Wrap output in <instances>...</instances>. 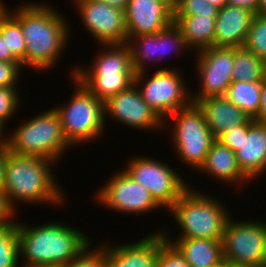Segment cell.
<instances>
[{
	"label": "cell",
	"instance_id": "cell-3",
	"mask_svg": "<svg viewBox=\"0 0 266 267\" xmlns=\"http://www.w3.org/2000/svg\"><path fill=\"white\" fill-rule=\"evenodd\" d=\"M53 164L57 163L36 156L16 155L8 151L3 192L16 213H18L16 209L18 202L33 205L46 203L53 206L65 203V193L53 174Z\"/></svg>",
	"mask_w": 266,
	"mask_h": 267
},
{
	"label": "cell",
	"instance_id": "cell-43",
	"mask_svg": "<svg viewBox=\"0 0 266 267\" xmlns=\"http://www.w3.org/2000/svg\"><path fill=\"white\" fill-rule=\"evenodd\" d=\"M4 128H6V127L0 123V147L8 146L7 134L6 135L4 134V133H6Z\"/></svg>",
	"mask_w": 266,
	"mask_h": 267
},
{
	"label": "cell",
	"instance_id": "cell-14",
	"mask_svg": "<svg viewBox=\"0 0 266 267\" xmlns=\"http://www.w3.org/2000/svg\"><path fill=\"white\" fill-rule=\"evenodd\" d=\"M196 53L200 88L197 94H191L192 102L209 96H224L232 83L234 47L212 46Z\"/></svg>",
	"mask_w": 266,
	"mask_h": 267
},
{
	"label": "cell",
	"instance_id": "cell-39",
	"mask_svg": "<svg viewBox=\"0 0 266 267\" xmlns=\"http://www.w3.org/2000/svg\"><path fill=\"white\" fill-rule=\"evenodd\" d=\"M261 101L258 115L254 118L255 121L266 120V76L260 81Z\"/></svg>",
	"mask_w": 266,
	"mask_h": 267
},
{
	"label": "cell",
	"instance_id": "cell-6",
	"mask_svg": "<svg viewBox=\"0 0 266 267\" xmlns=\"http://www.w3.org/2000/svg\"><path fill=\"white\" fill-rule=\"evenodd\" d=\"M11 131L13 133L8 134L7 144L9 151L16 155L36 156L59 163L64 153L73 147L67 141L59 115L53 107Z\"/></svg>",
	"mask_w": 266,
	"mask_h": 267
},
{
	"label": "cell",
	"instance_id": "cell-29",
	"mask_svg": "<svg viewBox=\"0 0 266 267\" xmlns=\"http://www.w3.org/2000/svg\"><path fill=\"white\" fill-rule=\"evenodd\" d=\"M246 49L266 63V17L255 14L245 43Z\"/></svg>",
	"mask_w": 266,
	"mask_h": 267
},
{
	"label": "cell",
	"instance_id": "cell-34",
	"mask_svg": "<svg viewBox=\"0 0 266 267\" xmlns=\"http://www.w3.org/2000/svg\"><path fill=\"white\" fill-rule=\"evenodd\" d=\"M157 267H190L177 248L166 240L163 230L161 231V248Z\"/></svg>",
	"mask_w": 266,
	"mask_h": 267
},
{
	"label": "cell",
	"instance_id": "cell-7",
	"mask_svg": "<svg viewBox=\"0 0 266 267\" xmlns=\"http://www.w3.org/2000/svg\"><path fill=\"white\" fill-rule=\"evenodd\" d=\"M71 80L76 86L71 100L63 106L53 108L59 115L67 141L74 148L103 137L107 116L104 115V102L90 93L77 79L71 77Z\"/></svg>",
	"mask_w": 266,
	"mask_h": 267
},
{
	"label": "cell",
	"instance_id": "cell-50",
	"mask_svg": "<svg viewBox=\"0 0 266 267\" xmlns=\"http://www.w3.org/2000/svg\"><path fill=\"white\" fill-rule=\"evenodd\" d=\"M20 267H58V266H20Z\"/></svg>",
	"mask_w": 266,
	"mask_h": 267
},
{
	"label": "cell",
	"instance_id": "cell-5",
	"mask_svg": "<svg viewBox=\"0 0 266 267\" xmlns=\"http://www.w3.org/2000/svg\"><path fill=\"white\" fill-rule=\"evenodd\" d=\"M195 190L189 186L167 211L180 227L181 232L176 237L222 240L224 227L231 216L228 208L221 199Z\"/></svg>",
	"mask_w": 266,
	"mask_h": 267
},
{
	"label": "cell",
	"instance_id": "cell-44",
	"mask_svg": "<svg viewBox=\"0 0 266 267\" xmlns=\"http://www.w3.org/2000/svg\"><path fill=\"white\" fill-rule=\"evenodd\" d=\"M257 15H261V16L266 17V0H259Z\"/></svg>",
	"mask_w": 266,
	"mask_h": 267
},
{
	"label": "cell",
	"instance_id": "cell-30",
	"mask_svg": "<svg viewBox=\"0 0 266 267\" xmlns=\"http://www.w3.org/2000/svg\"><path fill=\"white\" fill-rule=\"evenodd\" d=\"M159 42L161 49V61L165 56H168L170 53L172 54V52L175 53L177 51L176 53L178 54L179 52L180 54L181 51H190L181 31L174 23L159 31Z\"/></svg>",
	"mask_w": 266,
	"mask_h": 267
},
{
	"label": "cell",
	"instance_id": "cell-45",
	"mask_svg": "<svg viewBox=\"0 0 266 267\" xmlns=\"http://www.w3.org/2000/svg\"><path fill=\"white\" fill-rule=\"evenodd\" d=\"M211 5L216 6L218 9L223 8L226 5V0H205Z\"/></svg>",
	"mask_w": 266,
	"mask_h": 267
},
{
	"label": "cell",
	"instance_id": "cell-38",
	"mask_svg": "<svg viewBox=\"0 0 266 267\" xmlns=\"http://www.w3.org/2000/svg\"><path fill=\"white\" fill-rule=\"evenodd\" d=\"M226 5L244 8L257 14L259 0H226Z\"/></svg>",
	"mask_w": 266,
	"mask_h": 267
},
{
	"label": "cell",
	"instance_id": "cell-27",
	"mask_svg": "<svg viewBox=\"0 0 266 267\" xmlns=\"http://www.w3.org/2000/svg\"><path fill=\"white\" fill-rule=\"evenodd\" d=\"M0 32L6 39L7 53H12L25 64L26 46L20 23L4 8L0 12Z\"/></svg>",
	"mask_w": 266,
	"mask_h": 267
},
{
	"label": "cell",
	"instance_id": "cell-33",
	"mask_svg": "<svg viewBox=\"0 0 266 267\" xmlns=\"http://www.w3.org/2000/svg\"><path fill=\"white\" fill-rule=\"evenodd\" d=\"M17 87H0V123L6 126L7 121H11L10 117H14V114L19 110L21 102L20 93L16 89ZM18 91V92H17Z\"/></svg>",
	"mask_w": 266,
	"mask_h": 267
},
{
	"label": "cell",
	"instance_id": "cell-21",
	"mask_svg": "<svg viewBox=\"0 0 266 267\" xmlns=\"http://www.w3.org/2000/svg\"><path fill=\"white\" fill-rule=\"evenodd\" d=\"M200 172L215 178L217 181L226 182L229 185L249 183L250 179L238 166L236 155L228 147H225L217 139L209 149L203 164L198 169Z\"/></svg>",
	"mask_w": 266,
	"mask_h": 267
},
{
	"label": "cell",
	"instance_id": "cell-22",
	"mask_svg": "<svg viewBox=\"0 0 266 267\" xmlns=\"http://www.w3.org/2000/svg\"><path fill=\"white\" fill-rule=\"evenodd\" d=\"M163 234L166 240L172 243L182 254L190 267H215L224 261L221 240L203 238L172 239L165 230Z\"/></svg>",
	"mask_w": 266,
	"mask_h": 267
},
{
	"label": "cell",
	"instance_id": "cell-24",
	"mask_svg": "<svg viewBox=\"0 0 266 267\" xmlns=\"http://www.w3.org/2000/svg\"><path fill=\"white\" fill-rule=\"evenodd\" d=\"M126 44L130 49L132 66L135 73L149 71L148 64L151 61H153L152 63L161 61L159 32L128 37Z\"/></svg>",
	"mask_w": 266,
	"mask_h": 267
},
{
	"label": "cell",
	"instance_id": "cell-35",
	"mask_svg": "<svg viewBox=\"0 0 266 267\" xmlns=\"http://www.w3.org/2000/svg\"><path fill=\"white\" fill-rule=\"evenodd\" d=\"M254 121L253 118H250L245 124L226 130L217 138V140L235 153L241 145L243 133H247L249 126Z\"/></svg>",
	"mask_w": 266,
	"mask_h": 267
},
{
	"label": "cell",
	"instance_id": "cell-19",
	"mask_svg": "<svg viewBox=\"0 0 266 267\" xmlns=\"http://www.w3.org/2000/svg\"><path fill=\"white\" fill-rule=\"evenodd\" d=\"M196 103L203 111L206 124L216 139L226 130L243 125L251 118L225 96H209Z\"/></svg>",
	"mask_w": 266,
	"mask_h": 267
},
{
	"label": "cell",
	"instance_id": "cell-15",
	"mask_svg": "<svg viewBox=\"0 0 266 267\" xmlns=\"http://www.w3.org/2000/svg\"><path fill=\"white\" fill-rule=\"evenodd\" d=\"M104 115L135 130H165L164 122L143 100L135 84L108 98L104 102Z\"/></svg>",
	"mask_w": 266,
	"mask_h": 267
},
{
	"label": "cell",
	"instance_id": "cell-46",
	"mask_svg": "<svg viewBox=\"0 0 266 267\" xmlns=\"http://www.w3.org/2000/svg\"><path fill=\"white\" fill-rule=\"evenodd\" d=\"M263 128L264 135H265V147H266V120L257 121Z\"/></svg>",
	"mask_w": 266,
	"mask_h": 267
},
{
	"label": "cell",
	"instance_id": "cell-4",
	"mask_svg": "<svg viewBox=\"0 0 266 267\" xmlns=\"http://www.w3.org/2000/svg\"><path fill=\"white\" fill-rule=\"evenodd\" d=\"M102 50L94 57L90 68H71V77L77 79L90 93L105 102L111 96L134 84L135 71L131 54L125 44H100ZM91 64V65H90Z\"/></svg>",
	"mask_w": 266,
	"mask_h": 267
},
{
	"label": "cell",
	"instance_id": "cell-28",
	"mask_svg": "<svg viewBox=\"0 0 266 267\" xmlns=\"http://www.w3.org/2000/svg\"><path fill=\"white\" fill-rule=\"evenodd\" d=\"M17 221L0 226V267H20Z\"/></svg>",
	"mask_w": 266,
	"mask_h": 267
},
{
	"label": "cell",
	"instance_id": "cell-11",
	"mask_svg": "<svg viewBox=\"0 0 266 267\" xmlns=\"http://www.w3.org/2000/svg\"><path fill=\"white\" fill-rule=\"evenodd\" d=\"M126 162L128 164L122 170L145 187L163 210L168 211L189 187L179 172L159 159L138 155Z\"/></svg>",
	"mask_w": 266,
	"mask_h": 267
},
{
	"label": "cell",
	"instance_id": "cell-20",
	"mask_svg": "<svg viewBox=\"0 0 266 267\" xmlns=\"http://www.w3.org/2000/svg\"><path fill=\"white\" fill-rule=\"evenodd\" d=\"M241 171L252 181L266 172L265 135L262 126L254 121L243 133L239 149L235 152Z\"/></svg>",
	"mask_w": 266,
	"mask_h": 267
},
{
	"label": "cell",
	"instance_id": "cell-12",
	"mask_svg": "<svg viewBox=\"0 0 266 267\" xmlns=\"http://www.w3.org/2000/svg\"><path fill=\"white\" fill-rule=\"evenodd\" d=\"M95 194L96 203L121 214H145L161 210L150 192L123 170L116 171Z\"/></svg>",
	"mask_w": 266,
	"mask_h": 267
},
{
	"label": "cell",
	"instance_id": "cell-2",
	"mask_svg": "<svg viewBox=\"0 0 266 267\" xmlns=\"http://www.w3.org/2000/svg\"><path fill=\"white\" fill-rule=\"evenodd\" d=\"M65 224L48 221L31 227L17 221L19 258L25 260L20 266L61 267L92 244L90 236Z\"/></svg>",
	"mask_w": 266,
	"mask_h": 267
},
{
	"label": "cell",
	"instance_id": "cell-13",
	"mask_svg": "<svg viewBox=\"0 0 266 267\" xmlns=\"http://www.w3.org/2000/svg\"><path fill=\"white\" fill-rule=\"evenodd\" d=\"M79 18L99 44L127 43L124 10L98 0H74Z\"/></svg>",
	"mask_w": 266,
	"mask_h": 267
},
{
	"label": "cell",
	"instance_id": "cell-48",
	"mask_svg": "<svg viewBox=\"0 0 266 267\" xmlns=\"http://www.w3.org/2000/svg\"><path fill=\"white\" fill-rule=\"evenodd\" d=\"M166 1L172 8L174 7L175 0H164Z\"/></svg>",
	"mask_w": 266,
	"mask_h": 267
},
{
	"label": "cell",
	"instance_id": "cell-31",
	"mask_svg": "<svg viewBox=\"0 0 266 267\" xmlns=\"http://www.w3.org/2000/svg\"><path fill=\"white\" fill-rule=\"evenodd\" d=\"M219 9L205 0H175L173 16H217Z\"/></svg>",
	"mask_w": 266,
	"mask_h": 267
},
{
	"label": "cell",
	"instance_id": "cell-51",
	"mask_svg": "<svg viewBox=\"0 0 266 267\" xmlns=\"http://www.w3.org/2000/svg\"><path fill=\"white\" fill-rule=\"evenodd\" d=\"M229 267H252V266H235V265H230L229 264Z\"/></svg>",
	"mask_w": 266,
	"mask_h": 267
},
{
	"label": "cell",
	"instance_id": "cell-26",
	"mask_svg": "<svg viewBox=\"0 0 266 267\" xmlns=\"http://www.w3.org/2000/svg\"><path fill=\"white\" fill-rule=\"evenodd\" d=\"M265 76V62L244 46L234 47L232 82H260Z\"/></svg>",
	"mask_w": 266,
	"mask_h": 267
},
{
	"label": "cell",
	"instance_id": "cell-36",
	"mask_svg": "<svg viewBox=\"0 0 266 267\" xmlns=\"http://www.w3.org/2000/svg\"><path fill=\"white\" fill-rule=\"evenodd\" d=\"M22 69L21 62L0 61V87H16Z\"/></svg>",
	"mask_w": 266,
	"mask_h": 267
},
{
	"label": "cell",
	"instance_id": "cell-23",
	"mask_svg": "<svg viewBox=\"0 0 266 267\" xmlns=\"http://www.w3.org/2000/svg\"><path fill=\"white\" fill-rule=\"evenodd\" d=\"M217 16H173V23L192 51L214 46V33Z\"/></svg>",
	"mask_w": 266,
	"mask_h": 267
},
{
	"label": "cell",
	"instance_id": "cell-10",
	"mask_svg": "<svg viewBox=\"0 0 266 267\" xmlns=\"http://www.w3.org/2000/svg\"><path fill=\"white\" fill-rule=\"evenodd\" d=\"M231 217L221 240L223 260L235 266L266 267V222Z\"/></svg>",
	"mask_w": 266,
	"mask_h": 267
},
{
	"label": "cell",
	"instance_id": "cell-42",
	"mask_svg": "<svg viewBox=\"0 0 266 267\" xmlns=\"http://www.w3.org/2000/svg\"><path fill=\"white\" fill-rule=\"evenodd\" d=\"M98 1L121 8L123 10L125 9L127 3L129 2V0H98Z\"/></svg>",
	"mask_w": 266,
	"mask_h": 267
},
{
	"label": "cell",
	"instance_id": "cell-49",
	"mask_svg": "<svg viewBox=\"0 0 266 267\" xmlns=\"http://www.w3.org/2000/svg\"><path fill=\"white\" fill-rule=\"evenodd\" d=\"M5 6V2H2V0H0V12L5 8Z\"/></svg>",
	"mask_w": 266,
	"mask_h": 267
},
{
	"label": "cell",
	"instance_id": "cell-18",
	"mask_svg": "<svg viewBox=\"0 0 266 267\" xmlns=\"http://www.w3.org/2000/svg\"><path fill=\"white\" fill-rule=\"evenodd\" d=\"M254 15L240 7L225 5L220 8L216 17L214 47L243 46Z\"/></svg>",
	"mask_w": 266,
	"mask_h": 267
},
{
	"label": "cell",
	"instance_id": "cell-40",
	"mask_svg": "<svg viewBox=\"0 0 266 267\" xmlns=\"http://www.w3.org/2000/svg\"><path fill=\"white\" fill-rule=\"evenodd\" d=\"M8 151V146L0 147V191H3L5 185V166Z\"/></svg>",
	"mask_w": 266,
	"mask_h": 267
},
{
	"label": "cell",
	"instance_id": "cell-47",
	"mask_svg": "<svg viewBox=\"0 0 266 267\" xmlns=\"http://www.w3.org/2000/svg\"><path fill=\"white\" fill-rule=\"evenodd\" d=\"M215 267H229V264L225 261H223L221 264H219L218 266Z\"/></svg>",
	"mask_w": 266,
	"mask_h": 267
},
{
	"label": "cell",
	"instance_id": "cell-41",
	"mask_svg": "<svg viewBox=\"0 0 266 267\" xmlns=\"http://www.w3.org/2000/svg\"><path fill=\"white\" fill-rule=\"evenodd\" d=\"M0 61L20 62L12 53H7L6 39H3L1 32H0Z\"/></svg>",
	"mask_w": 266,
	"mask_h": 267
},
{
	"label": "cell",
	"instance_id": "cell-32",
	"mask_svg": "<svg viewBox=\"0 0 266 267\" xmlns=\"http://www.w3.org/2000/svg\"><path fill=\"white\" fill-rule=\"evenodd\" d=\"M61 267H106V245L103 242L99 247L92 249L90 244L73 260Z\"/></svg>",
	"mask_w": 266,
	"mask_h": 267
},
{
	"label": "cell",
	"instance_id": "cell-37",
	"mask_svg": "<svg viewBox=\"0 0 266 267\" xmlns=\"http://www.w3.org/2000/svg\"><path fill=\"white\" fill-rule=\"evenodd\" d=\"M16 214L10 207L4 192L0 191V226L13 223L15 221L14 217L17 216Z\"/></svg>",
	"mask_w": 266,
	"mask_h": 267
},
{
	"label": "cell",
	"instance_id": "cell-9",
	"mask_svg": "<svg viewBox=\"0 0 266 267\" xmlns=\"http://www.w3.org/2000/svg\"><path fill=\"white\" fill-rule=\"evenodd\" d=\"M177 68H160L148 77V71L135 73L134 84L143 100L164 122L172 113L192 102L191 90ZM182 74V75H181Z\"/></svg>",
	"mask_w": 266,
	"mask_h": 267
},
{
	"label": "cell",
	"instance_id": "cell-17",
	"mask_svg": "<svg viewBox=\"0 0 266 267\" xmlns=\"http://www.w3.org/2000/svg\"><path fill=\"white\" fill-rule=\"evenodd\" d=\"M148 234L137 242H131L132 244L105 243L106 267H157L161 231L156 230Z\"/></svg>",
	"mask_w": 266,
	"mask_h": 267
},
{
	"label": "cell",
	"instance_id": "cell-1",
	"mask_svg": "<svg viewBox=\"0 0 266 267\" xmlns=\"http://www.w3.org/2000/svg\"><path fill=\"white\" fill-rule=\"evenodd\" d=\"M5 9L20 23L25 40V64L36 71L52 69L62 56L71 29L62 13L49 4L24 3L16 11Z\"/></svg>",
	"mask_w": 266,
	"mask_h": 267
},
{
	"label": "cell",
	"instance_id": "cell-25",
	"mask_svg": "<svg viewBox=\"0 0 266 267\" xmlns=\"http://www.w3.org/2000/svg\"><path fill=\"white\" fill-rule=\"evenodd\" d=\"M231 103L251 118L258 115L260 109V82H232L224 95Z\"/></svg>",
	"mask_w": 266,
	"mask_h": 267
},
{
	"label": "cell",
	"instance_id": "cell-16",
	"mask_svg": "<svg viewBox=\"0 0 266 267\" xmlns=\"http://www.w3.org/2000/svg\"><path fill=\"white\" fill-rule=\"evenodd\" d=\"M124 16L127 37L156 34L173 23V8L164 0H129Z\"/></svg>",
	"mask_w": 266,
	"mask_h": 267
},
{
	"label": "cell",
	"instance_id": "cell-8",
	"mask_svg": "<svg viewBox=\"0 0 266 267\" xmlns=\"http://www.w3.org/2000/svg\"><path fill=\"white\" fill-rule=\"evenodd\" d=\"M172 120L174 123H171ZM167 123V126L173 124L171 140L178 159L198 170L216 140L206 124L203 111L196 102H191L172 113L164 121V128Z\"/></svg>",
	"mask_w": 266,
	"mask_h": 267
}]
</instances>
